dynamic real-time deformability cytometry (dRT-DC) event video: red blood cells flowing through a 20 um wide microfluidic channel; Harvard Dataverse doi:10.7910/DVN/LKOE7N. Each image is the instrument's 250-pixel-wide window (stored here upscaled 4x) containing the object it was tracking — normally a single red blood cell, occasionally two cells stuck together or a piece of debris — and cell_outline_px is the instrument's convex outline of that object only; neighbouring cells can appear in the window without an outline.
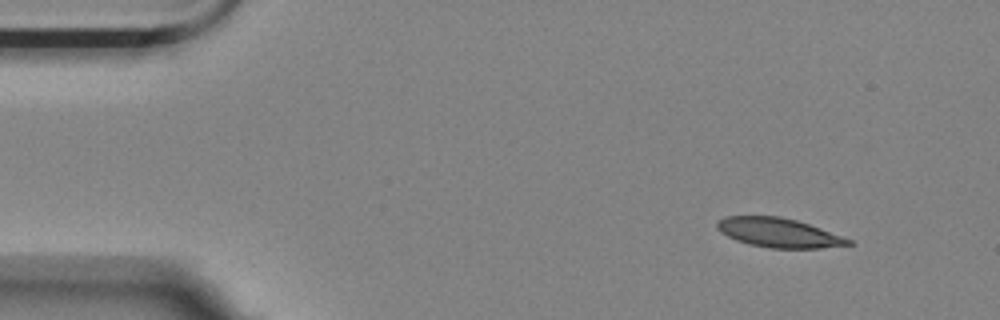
{"species": "Egyptian fruit bat (a non-hibernating species)", "species_latin": "Rousettus aegyptiacus", "temperature_condition": "room temperature", "stored_images_in_passage": 3, "camera_frame_rate_fps": 3000, "um_per_image_px": 0.085, "animal": {"sex": "female"}, "frame": {"image": 1, "passage_image": 1, "time_ms": 0.0, "image_size_px": [1000, 320], "cell_outline_px": [[856, 244], [820, 248], [768, 248], [748, 244], [736, 240], [728, 236], [716, 228], [716, 224], [724, 216], [780, 216], [796, 220], [820, 228], [852, 240]], "centroid_in_image_um": [66.19, 19.78], "position_along_channel_um": 18.8, "area_um2": 22.31}}
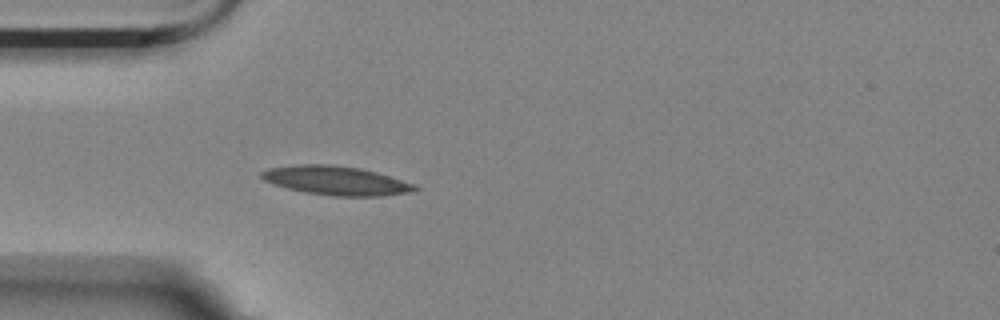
{"frame": {"image": 2, "passage_image": 3, "time_ms": 3.333, "image_size_px": [1000, 320], "cell_outline_px": [[420, 188], [416, 192], [384, 196], [332, 196], [304, 192], [272, 184], [264, 180], [260, 176], [260, 172], [268, 168], [296, 164], [332, 164], [360, 168], [376, 172], [416, 184]], "centroid_in_image_um": [28.6, 15.35], "position_along_channel_um": 56.4, "area_um2": 26.24}}